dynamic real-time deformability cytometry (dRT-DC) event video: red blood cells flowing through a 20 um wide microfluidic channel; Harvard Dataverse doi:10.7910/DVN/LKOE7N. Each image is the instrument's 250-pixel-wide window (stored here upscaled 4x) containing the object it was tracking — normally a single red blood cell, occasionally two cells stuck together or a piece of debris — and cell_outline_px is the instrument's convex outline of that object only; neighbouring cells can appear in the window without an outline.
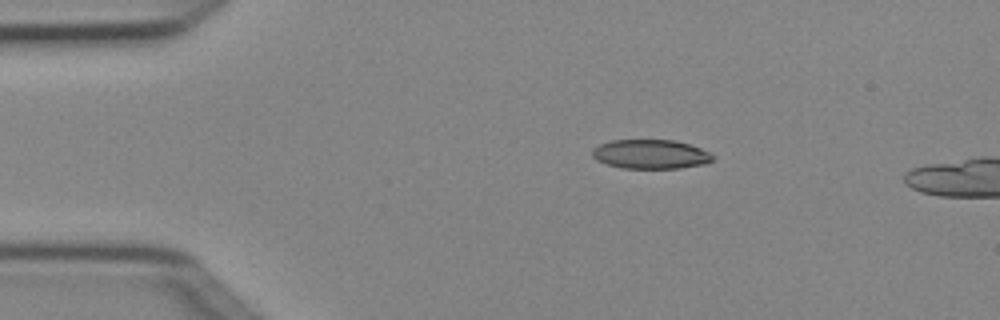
{"species": "Egyptian fruit bat (a non-hibernating species)", "species_latin": "Rousettus aegyptiacus", "temperature_condition": "cold", "stored_images_in_passage": 3, "camera_frame_rate_fps": 3000, "um_per_image_px": 0.085, "animal": {"sex": "female"}, "frame": {"image": 1, "passage_image": 1, "time_ms": 0.0, "image_size_px": [1000, 320], "cell_outline_px": [[716, 156], [712, 160], [704, 164], [680, 168], [620, 168], [596, 160], [592, 156], [592, 148], [600, 144], [612, 140], [672, 140], [688, 144], [700, 148]], "centroid_in_image_um": [55.28, 13.11], "position_along_channel_um": 29.7, "area_um2": 20.46}}